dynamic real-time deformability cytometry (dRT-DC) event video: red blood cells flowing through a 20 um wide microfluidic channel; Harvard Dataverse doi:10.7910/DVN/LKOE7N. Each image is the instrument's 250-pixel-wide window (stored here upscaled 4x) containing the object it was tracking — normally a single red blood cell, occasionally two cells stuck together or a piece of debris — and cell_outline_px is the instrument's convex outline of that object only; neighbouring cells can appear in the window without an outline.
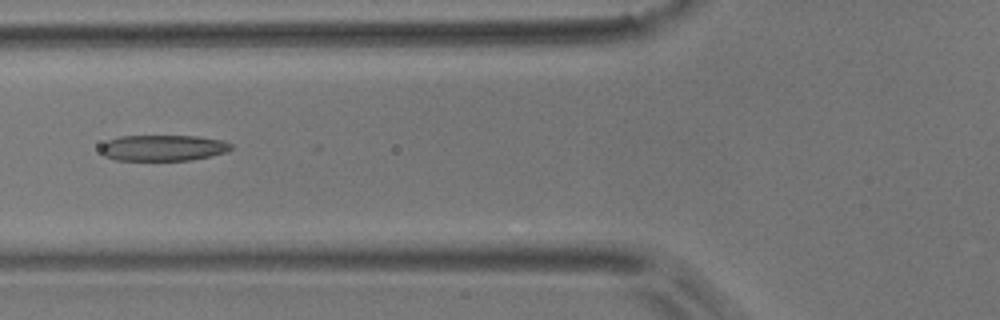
{"species": "common noctule bat (a hibernating species)", "species_latin": "Nyctalus noctula", "temperature_condition": "room temperature", "stored_images_in_passage": 14, "camera_frame_rate_fps": 3000, "um_per_image_px": 0.085, "animal": {"sex": "male", "body_mass_g": 17.9}, "frame": {"image": 1, "passage_image": 8, "time_ms": 2.333, "image_size_px": [1000, 320], "cell_outline_px": [[232, 148], [224, 152], [192, 160], [116, 160], [104, 156], [100, 152], [100, 148], [108, 140], [120, 136], [196, 136], [224, 140], [232, 144]], "centroid_in_image_um": [13.84, 12.57], "position_along_channel_um": 112.0, "area_um2": 19.65}}
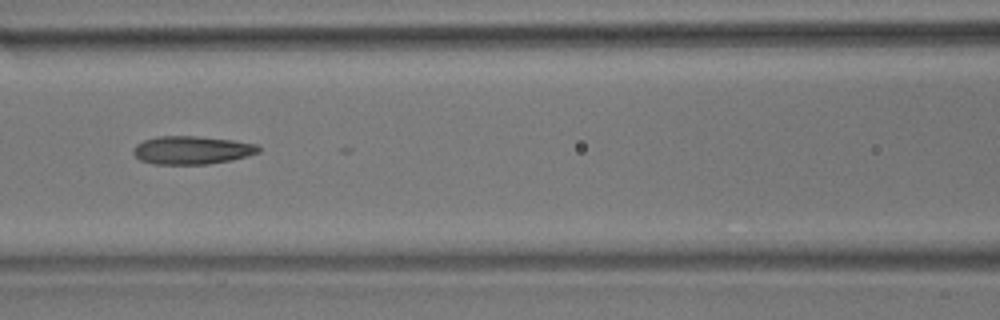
{"frame": {"image": 2, "passage_image": 11, "time_ms": 3.333, "image_size_px": [1000, 320], "cell_outline_px": [[260, 152], [232, 160], [208, 164], [152, 164], [140, 160], [132, 152], [136, 144], [144, 140], [156, 136], [196, 136], [232, 140], [256, 144], [260, 148]], "centroid_in_image_um": [16.29, 12.76], "position_along_channel_um": 150.3, "area_um2": 20.58}}